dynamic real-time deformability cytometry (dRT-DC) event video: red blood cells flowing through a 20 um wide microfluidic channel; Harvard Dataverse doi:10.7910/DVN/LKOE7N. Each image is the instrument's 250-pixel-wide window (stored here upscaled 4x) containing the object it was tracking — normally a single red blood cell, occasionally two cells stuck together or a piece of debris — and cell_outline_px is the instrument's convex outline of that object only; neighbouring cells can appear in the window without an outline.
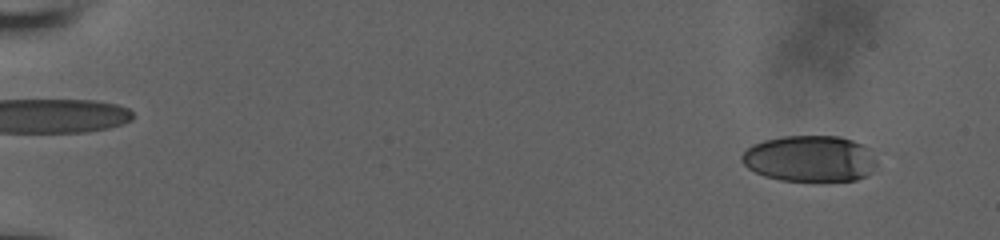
{"species": "human", "species_latin": "Homo sapiens", "temperature_condition": "room temperature", "stored_images_in_passage": 57, "camera_frame_rate_fps": 3000, "um_per_image_px": 0.085, "donor": {"sex": "male"}, "frame": {"image": 1, "passage_image": 5, "time_ms": 1.333, "image_size_px": [1000, 240], "cell_outline_px": [[876, 164], [868, 176], [856, 180], [780, 180], [764, 176], [748, 168], [740, 160], [740, 156], [752, 144], [764, 140], [784, 136], [840, 136], [864, 144], [872, 148], [876, 160]], "centroid_in_image_um": [68.87, 13.47], "position_along_channel_um": 16.1, "area_um2": 36.59}}
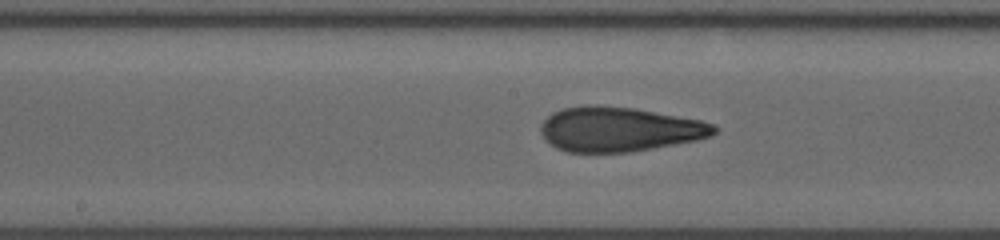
{"frame": {"image": 2, "passage_image": 32, "time_ms": 10.333, "image_size_px": [1000, 240], "cell_outline_px": [[720, 128], [712, 136], [696, 140], [632, 152], [568, 152], [556, 148], [544, 140], [540, 132], [540, 124], [552, 112], [560, 108], [632, 108], [700, 120], [712, 124]], "centroid_in_image_um": [52.64, 11.03], "position_along_channel_um": 195.6, "area_um2": 44.16}}
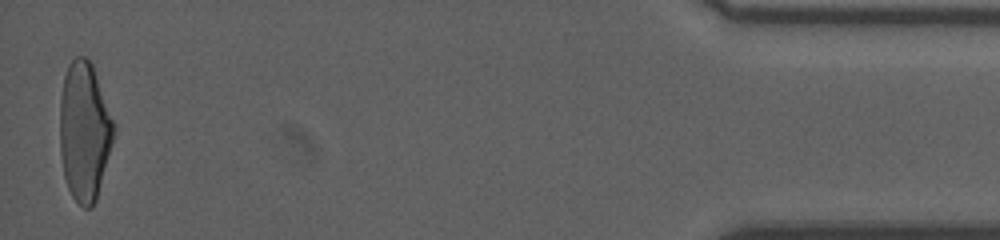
{"frame": {"image": 3, "passage_image": 56, "time_ms": 18.333, "image_size_px": [1000, 240], "cell_outline_px": [[116, 132], [96, 200], [92, 208], [84, 208], [72, 196], [68, 188], [64, 176], [60, 152], [60, 100], [64, 76], [68, 64], [76, 56], [84, 56], [92, 64], [116, 124]], "centroid_in_image_um": [7.19, 11.16], "position_along_channel_um": 428.0, "area_um2": 43.93}, "authors_computed_cell_mechanics": {"area_um2": 43.7546, "velocity_mm_per_s": 3.8927, "shape_relaxation_time_tau1_ms": 7.9782, "shape_relaxation_time_tau2_ms": 1.2296, "deformation_change_tau1": 0.2515, "deformation_change_tau2": 0.0965}}